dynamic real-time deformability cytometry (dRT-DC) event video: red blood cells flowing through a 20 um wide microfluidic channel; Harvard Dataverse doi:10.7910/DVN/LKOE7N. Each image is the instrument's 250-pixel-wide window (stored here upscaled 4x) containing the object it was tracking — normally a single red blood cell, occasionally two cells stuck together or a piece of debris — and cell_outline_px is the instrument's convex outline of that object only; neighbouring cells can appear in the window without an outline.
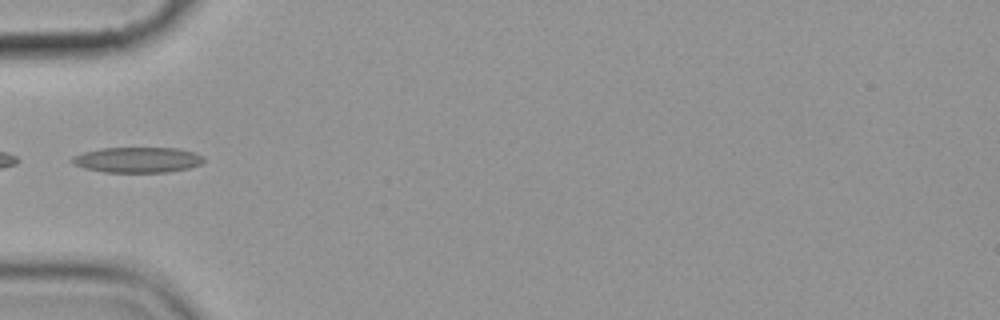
{"species": "common noctule bat (a hibernating species)", "species_latin": "Nyctalus noctula", "temperature_condition": "cold", "stored_images_in_passage": 3, "camera_frame_rate_fps": 3000, "um_per_image_px": 0.085, "animal": {"sex": "female", "body_mass_g": 19.9}, "frame": {"image": 1, "passage_image": 3, "time_ms": 2.333, "image_size_px": [1000, 320], "cell_outline_px": [[204, 160], [200, 164], [188, 168], [168, 172], [104, 172], [84, 168], [72, 164], [72, 156], [84, 152], [100, 148], [176, 148], [192, 152], [204, 156]], "centroid_in_image_um": [11.66, 13.59], "position_along_channel_um": 73.3, "area_um2": 19.48}}